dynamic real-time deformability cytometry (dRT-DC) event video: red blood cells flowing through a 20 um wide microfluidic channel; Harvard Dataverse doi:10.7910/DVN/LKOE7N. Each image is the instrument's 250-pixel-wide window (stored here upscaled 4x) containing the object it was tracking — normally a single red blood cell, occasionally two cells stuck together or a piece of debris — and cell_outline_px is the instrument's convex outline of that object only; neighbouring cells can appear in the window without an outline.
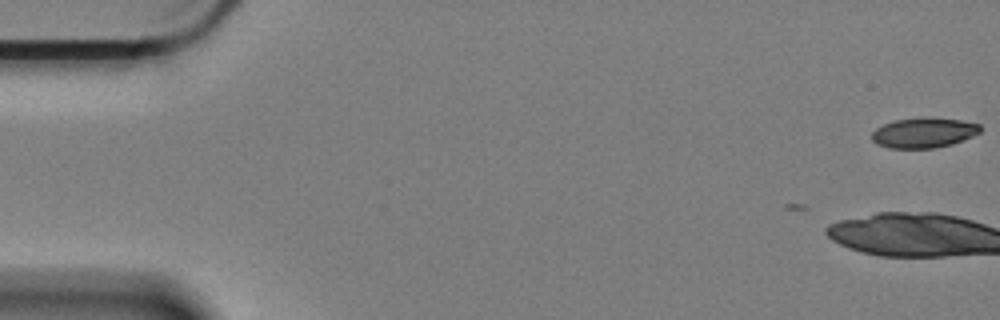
{"species": "Egyptian fruit bat (a non-hibernating species)", "species_latin": "Rousettus aegyptiacus", "temperature_condition": "cold", "stored_images_in_passage": 2, "camera_frame_rate_fps": 3000, "um_per_image_px": 0.085, "animal": {"sex": "female"}, "frame": {"image": 1, "passage_image": 2, "time_ms": 0.333, "image_size_px": [1000, 320], "cell_outline_px": [[984, 128], [980, 132], [964, 140], [952, 144], [936, 148], [888, 148], [876, 144], [872, 140], [872, 132], [876, 128], [884, 124], [896, 120], [960, 120], [980, 124]], "centroid_in_image_um": [78.53, 11.33], "position_along_channel_um": 6.5, "area_um2": 18.38}}